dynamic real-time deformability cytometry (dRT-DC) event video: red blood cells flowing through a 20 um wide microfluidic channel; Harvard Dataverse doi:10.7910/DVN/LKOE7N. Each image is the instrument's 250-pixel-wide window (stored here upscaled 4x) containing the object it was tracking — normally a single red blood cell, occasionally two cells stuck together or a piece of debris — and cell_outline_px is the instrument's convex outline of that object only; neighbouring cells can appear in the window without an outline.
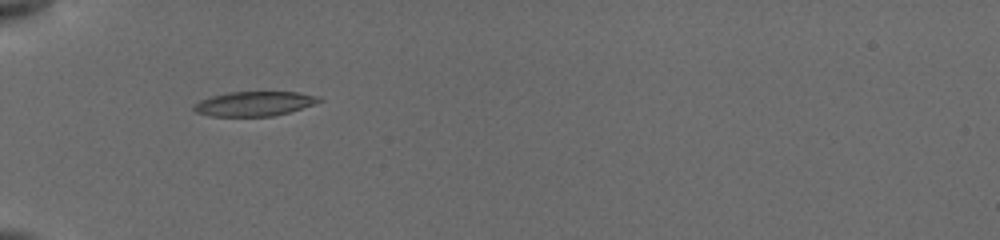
{"species": "common noctule bat (a hibernating species)", "species_latin": "Nyctalus noctula", "temperature_condition": "cold", "stored_images_in_passage": 10, "camera_frame_rate_fps": 3000, "um_per_image_px": 0.085, "animal": {"sex": "female", "body_mass_g": 19.5, "forearm_length_mm": 54.1}, "frame": {"image": 1, "passage_image": 1, "time_ms": 0.0, "image_size_px": [1000, 240], "cell_outline_px": [[324, 100], [288, 112], [272, 116], [212, 116], [196, 112], [192, 108], [200, 100], [212, 96], [228, 92], [300, 92], [320, 96]], "centroid_in_image_um": [21.63, 8.8], "position_along_channel_um": 63.4, "area_um2": 17.74}}
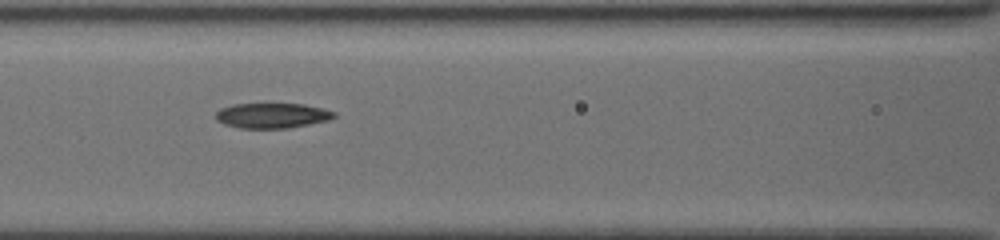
{"frame": {"image": 2, "passage_image": 7, "time_ms": 2.333, "image_size_px": [1000, 240], "cell_outline_px": [[336, 116], [328, 120], [288, 128], [240, 128], [224, 124], [216, 120], [216, 112], [220, 108], [232, 104], [304, 104], [336, 112]], "centroid_in_image_um": [23.1, 9.82], "position_along_channel_um": 143.5, "area_um2": 17.22}}
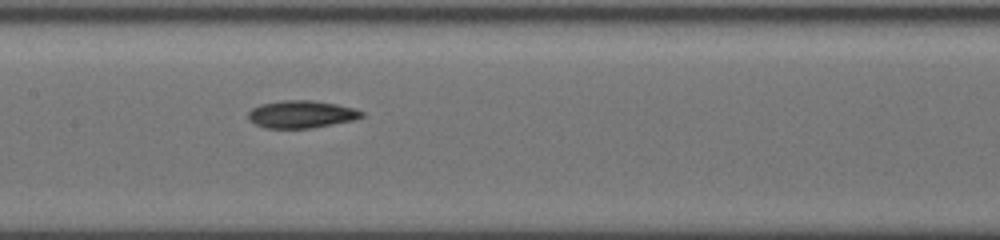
{"frame": {"image": 3, "passage_image": 10, "time_ms": 3.333, "image_size_px": [1000, 240], "cell_outline_px": [[364, 116], [352, 120], [312, 128], [264, 128], [248, 120], [248, 112], [252, 108], [260, 104], [284, 100], [312, 100], [336, 104], [352, 108], [364, 112]], "centroid_in_image_um": [25.58, 9.71], "position_along_channel_um": 181.8, "area_um2": 18.09}}